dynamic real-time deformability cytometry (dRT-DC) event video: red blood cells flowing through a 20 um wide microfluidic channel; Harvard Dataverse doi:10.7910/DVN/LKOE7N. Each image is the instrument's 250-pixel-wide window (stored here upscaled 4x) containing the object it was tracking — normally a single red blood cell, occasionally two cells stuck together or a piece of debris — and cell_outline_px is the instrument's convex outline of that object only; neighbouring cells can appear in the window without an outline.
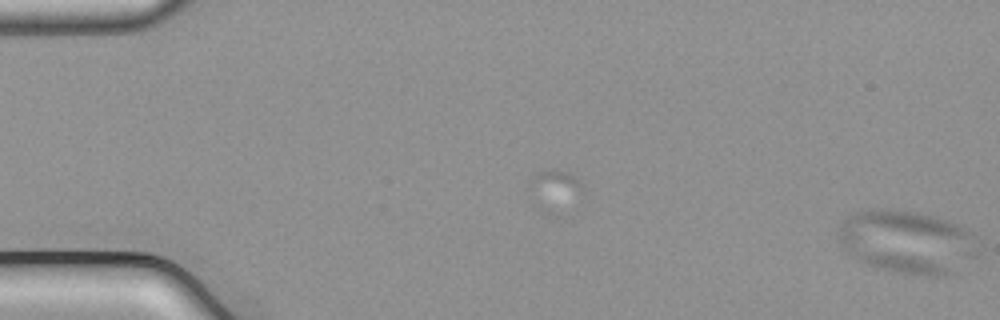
{"species": "common noctule bat (a hibernating species)", "species_latin": "Nyctalus noctula", "temperature_condition": "cold", "stored_images_in_passage": 5, "camera_frame_rate_fps": 3000, "um_per_image_px": 0.085, "animal": {"sex": "male", "body_mass_g": 21.5, "forearm_length_mm": 52.0}, "frame": {"image": 1, "passage_image": 5, "time_ms": 1.333, "image_size_px": [1000, 320], "cell_outline_px": [[968, 236], [952, 272], [948, 276], [932, 276], [900, 272], [876, 268], [852, 256], [844, 248], [836, 232], [844, 220], [860, 212], [912, 212], [932, 216], [956, 224], [968, 232]], "centroid_in_image_um": [76.82, 20.57], "position_along_channel_um": 8.2, "area_um2": 46.7}}